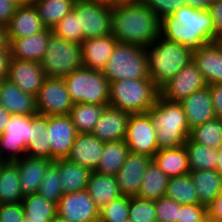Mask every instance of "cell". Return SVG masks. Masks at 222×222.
<instances>
[{
  "instance_id": "1",
  "label": "cell",
  "mask_w": 222,
  "mask_h": 222,
  "mask_svg": "<svg viewBox=\"0 0 222 222\" xmlns=\"http://www.w3.org/2000/svg\"><path fill=\"white\" fill-rule=\"evenodd\" d=\"M111 34L118 42L147 48L161 36V19L141 0L115 4Z\"/></svg>"
},
{
  "instance_id": "2",
  "label": "cell",
  "mask_w": 222,
  "mask_h": 222,
  "mask_svg": "<svg viewBox=\"0 0 222 222\" xmlns=\"http://www.w3.org/2000/svg\"><path fill=\"white\" fill-rule=\"evenodd\" d=\"M161 37L198 49L214 42V23L207 8L184 4L161 20Z\"/></svg>"
},
{
  "instance_id": "3",
  "label": "cell",
  "mask_w": 222,
  "mask_h": 222,
  "mask_svg": "<svg viewBox=\"0 0 222 222\" xmlns=\"http://www.w3.org/2000/svg\"><path fill=\"white\" fill-rule=\"evenodd\" d=\"M147 113L157 130L159 150L184 146L191 130L179 102H172L158 96L156 103Z\"/></svg>"
},
{
  "instance_id": "4",
  "label": "cell",
  "mask_w": 222,
  "mask_h": 222,
  "mask_svg": "<svg viewBox=\"0 0 222 222\" xmlns=\"http://www.w3.org/2000/svg\"><path fill=\"white\" fill-rule=\"evenodd\" d=\"M192 54L191 48L160 36L146 48L150 78L160 88L192 61Z\"/></svg>"
},
{
  "instance_id": "5",
  "label": "cell",
  "mask_w": 222,
  "mask_h": 222,
  "mask_svg": "<svg viewBox=\"0 0 222 222\" xmlns=\"http://www.w3.org/2000/svg\"><path fill=\"white\" fill-rule=\"evenodd\" d=\"M159 96L151 78L123 79L110 83L109 106L130 114L146 113Z\"/></svg>"
},
{
  "instance_id": "6",
  "label": "cell",
  "mask_w": 222,
  "mask_h": 222,
  "mask_svg": "<svg viewBox=\"0 0 222 222\" xmlns=\"http://www.w3.org/2000/svg\"><path fill=\"white\" fill-rule=\"evenodd\" d=\"M102 73L110 83L123 79L150 78L146 48L117 42Z\"/></svg>"
},
{
  "instance_id": "7",
  "label": "cell",
  "mask_w": 222,
  "mask_h": 222,
  "mask_svg": "<svg viewBox=\"0 0 222 222\" xmlns=\"http://www.w3.org/2000/svg\"><path fill=\"white\" fill-rule=\"evenodd\" d=\"M74 104L109 105L110 82L102 71L81 67L64 78Z\"/></svg>"
},
{
  "instance_id": "8",
  "label": "cell",
  "mask_w": 222,
  "mask_h": 222,
  "mask_svg": "<svg viewBox=\"0 0 222 222\" xmlns=\"http://www.w3.org/2000/svg\"><path fill=\"white\" fill-rule=\"evenodd\" d=\"M40 63L46 77L64 79L83 66L81 44L66 41L52 33Z\"/></svg>"
},
{
  "instance_id": "9",
  "label": "cell",
  "mask_w": 222,
  "mask_h": 222,
  "mask_svg": "<svg viewBox=\"0 0 222 222\" xmlns=\"http://www.w3.org/2000/svg\"><path fill=\"white\" fill-rule=\"evenodd\" d=\"M73 10L78 15L83 41L111 34L112 5L103 0H76Z\"/></svg>"
},
{
  "instance_id": "10",
  "label": "cell",
  "mask_w": 222,
  "mask_h": 222,
  "mask_svg": "<svg viewBox=\"0 0 222 222\" xmlns=\"http://www.w3.org/2000/svg\"><path fill=\"white\" fill-rule=\"evenodd\" d=\"M30 129L31 116L11 115L0 136V158L13 162L26 155L27 144L30 142Z\"/></svg>"
},
{
  "instance_id": "11",
  "label": "cell",
  "mask_w": 222,
  "mask_h": 222,
  "mask_svg": "<svg viewBox=\"0 0 222 222\" xmlns=\"http://www.w3.org/2000/svg\"><path fill=\"white\" fill-rule=\"evenodd\" d=\"M124 142L129 152L153 158L159 150L157 130L147 112L130 115Z\"/></svg>"
},
{
  "instance_id": "12",
  "label": "cell",
  "mask_w": 222,
  "mask_h": 222,
  "mask_svg": "<svg viewBox=\"0 0 222 222\" xmlns=\"http://www.w3.org/2000/svg\"><path fill=\"white\" fill-rule=\"evenodd\" d=\"M36 106L40 115H69L74 103L64 79L46 77L36 96Z\"/></svg>"
},
{
  "instance_id": "13",
  "label": "cell",
  "mask_w": 222,
  "mask_h": 222,
  "mask_svg": "<svg viewBox=\"0 0 222 222\" xmlns=\"http://www.w3.org/2000/svg\"><path fill=\"white\" fill-rule=\"evenodd\" d=\"M207 86L203 75L191 61L184 66L172 79L159 88V96L172 102H180L193 92Z\"/></svg>"
},
{
  "instance_id": "14",
  "label": "cell",
  "mask_w": 222,
  "mask_h": 222,
  "mask_svg": "<svg viewBox=\"0 0 222 222\" xmlns=\"http://www.w3.org/2000/svg\"><path fill=\"white\" fill-rule=\"evenodd\" d=\"M57 215L72 222H99L100 209L84 190L63 194L57 204Z\"/></svg>"
},
{
  "instance_id": "15",
  "label": "cell",
  "mask_w": 222,
  "mask_h": 222,
  "mask_svg": "<svg viewBox=\"0 0 222 222\" xmlns=\"http://www.w3.org/2000/svg\"><path fill=\"white\" fill-rule=\"evenodd\" d=\"M50 160L67 158L78 132L69 115L49 116Z\"/></svg>"
},
{
  "instance_id": "16",
  "label": "cell",
  "mask_w": 222,
  "mask_h": 222,
  "mask_svg": "<svg viewBox=\"0 0 222 222\" xmlns=\"http://www.w3.org/2000/svg\"><path fill=\"white\" fill-rule=\"evenodd\" d=\"M152 158L143 154L129 152L124 164L116 174V180L121 195L137 196L143 175Z\"/></svg>"
},
{
  "instance_id": "17",
  "label": "cell",
  "mask_w": 222,
  "mask_h": 222,
  "mask_svg": "<svg viewBox=\"0 0 222 222\" xmlns=\"http://www.w3.org/2000/svg\"><path fill=\"white\" fill-rule=\"evenodd\" d=\"M45 78L40 62L11 58L6 79L24 92L36 97Z\"/></svg>"
},
{
  "instance_id": "18",
  "label": "cell",
  "mask_w": 222,
  "mask_h": 222,
  "mask_svg": "<svg viewBox=\"0 0 222 222\" xmlns=\"http://www.w3.org/2000/svg\"><path fill=\"white\" fill-rule=\"evenodd\" d=\"M130 113L106 106L91 134L104 142L124 140Z\"/></svg>"
},
{
  "instance_id": "19",
  "label": "cell",
  "mask_w": 222,
  "mask_h": 222,
  "mask_svg": "<svg viewBox=\"0 0 222 222\" xmlns=\"http://www.w3.org/2000/svg\"><path fill=\"white\" fill-rule=\"evenodd\" d=\"M53 30L43 31L23 38H8L11 58L25 61L40 62L47 49V43Z\"/></svg>"
},
{
  "instance_id": "20",
  "label": "cell",
  "mask_w": 222,
  "mask_h": 222,
  "mask_svg": "<svg viewBox=\"0 0 222 222\" xmlns=\"http://www.w3.org/2000/svg\"><path fill=\"white\" fill-rule=\"evenodd\" d=\"M179 103L185 112L190 130L216 118L209 86L193 92Z\"/></svg>"
},
{
  "instance_id": "21",
  "label": "cell",
  "mask_w": 222,
  "mask_h": 222,
  "mask_svg": "<svg viewBox=\"0 0 222 222\" xmlns=\"http://www.w3.org/2000/svg\"><path fill=\"white\" fill-rule=\"evenodd\" d=\"M104 143L91 133H78L67 159L92 172L96 171L103 153Z\"/></svg>"
},
{
  "instance_id": "22",
  "label": "cell",
  "mask_w": 222,
  "mask_h": 222,
  "mask_svg": "<svg viewBox=\"0 0 222 222\" xmlns=\"http://www.w3.org/2000/svg\"><path fill=\"white\" fill-rule=\"evenodd\" d=\"M192 61L203 75L207 86L222 83V50L215 42L193 50Z\"/></svg>"
},
{
  "instance_id": "23",
  "label": "cell",
  "mask_w": 222,
  "mask_h": 222,
  "mask_svg": "<svg viewBox=\"0 0 222 222\" xmlns=\"http://www.w3.org/2000/svg\"><path fill=\"white\" fill-rule=\"evenodd\" d=\"M0 104L11 115H36V97L20 89L17 85L3 79L0 87Z\"/></svg>"
},
{
  "instance_id": "24",
  "label": "cell",
  "mask_w": 222,
  "mask_h": 222,
  "mask_svg": "<svg viewBox=\"0 0 222 222\" xmlns=\"http://www.w3.org/2000/svg\"><path fill=\"white\" fill-rule=\"evenodd\" d=\"M117 42L112 34L82 41L81 55L83 67L102 71Z\"/></svg>"
},
{
  "instance_id": "25",
  "label": "cell",
  "mask_w": 222,
  "mask_h": 222,
  "mask_svg": "<svg viewBox=\"0 0 222 222\" xmlns=\"http://www.w3.org/2000/svg\"><path fill=\"white\" fill-rule=\"evenodd\" d=\"M13 162L18 167L21 193L26 196L37 193L45 171L53 161L24 155Z\"/></svg>"
},
{
  "instance_id": "26",
  "label": "cell",
  "mask_w": 222,
  "mask_h": 222,
  "mask_svg": "<svg viewBox=\"0 0 222 222\" xmlns=\"http://www.w3.org/2000/svg\"><path fill=\"white\" fill-rule=\"evenodd\" d=\"M45 28L33 4L18 6L15 14L6 26L8 38H23L37 34Z\"/></svg>"
},
{
  "instance_id": "27",
  "label": "cell",
  "mask_w": 222,
  "mask_h": 222,
  "mask_svg": "<svg viewBox=\"0 0 222 222\" xmlns=\"http://www.w3.org/2000/svg\"><path fill=\"white\" fill-rule=\"evenodd\" d=\"M54 162L58 165L63 194L86 190L91 170L67 158L56 159Z\"/></svg>"
},
{
  "instance_id": "28",
  "label": "cell",
  "mask_w": 222,
  "mask_h": 222,
  "mask_svg": "<svg viewBox=\"0 0 222 222\" xmlns=\"http://www.w3.org/2000/svg\"><path fill=\"white\" fill-rule=\"evenodd\" d=\"M152 160L169 178L190 173L188 155L185 146L158 150Z\"/></svg>"
},
{
  "instance_id": "29",
  "label": "cell",
  "mask_w": 222,
  "mask_h": 222,
  "mask_svg": "<svg viewBox=\"0 0 222 222\" xmlns=\"http://www.w3.org/2000/svg\"><path fill=\"white\" fill-rule=\"evenodd\" d=\"M86 191L99 209L121 196L116 177L96 171L91 173Z\"/></svg>"
},
{
  "instance_id": "30",
  "label": "cell",
  "mask_w": 222,
  "mask_h": 222,
  "mask_svg": "<svg viewBox=\"0 0 222 222\" xmlns=\"http://www.w3.org/2000/svg\"><path fill=\"white\" fill-rule=\"evenodd\" d=\"M49 116L31 115L30 142L27 144L26 155L50 160V144L48 141Z\"/></svg>"
},
{
  "instance_id": "31",
  "label": "cell",
  "mask_w": 222,
  "mask_h": 222,
  "mask_svg": "<svg viewBox=\"0 0 222 222\" xmlns=\"http://www.w3.org/2000/svg\"><path fill=\"white\" fill-rule=\"evenodd\" d=\"M199 204L208 207L222 192V176L216 170L190 171Z\"/></svg>"
},
{
  "instance_id": "32",
  "label": "cell",
  "mask_w": 222,
  "mask_h": 222,
  "mask_svg": "<svg viewBox=\"0 0 222 222\" xmlns=\"http://www.w3.org/2000/svg\"><path fill=\"white\" fill-rule=\"evenodd\" d=\"M169 177L166 176L152 160L142 178L140 190L136 197L155 201L164 197Z\"/></svg>"
},
{
  "instance_id": "33",
  "label": "cell",
  "mask_w": 222,
  "mask_h": 222,
  "mask_svg": "<svg viewBox=\"0 0 222 222\" xmlns=\"http://www.w3.org/2000/svg\"><path fill=\"white\" fill-rule=\"evenodd\" d=\"M129 153L124 140L105 142L96 172L116 176Z\"/></svg>"
},
{
  "instance_id": "34",
  "label": "cell",
  "mask_w": 222,
  "mask_h": 222,
  "mask_svg": "<svg viewBox=\"0 0 222 222\" xmlns=\"http://www.w3.org/2000/svg\"><path fill=\"white\" fill-rule=\"evenodd\" d=\"M23 197L18 167L6 161L0 170V204L20 203Z\"/></svg>"
},
{
  "instance_id": "35",
  "label": "cell",
  "mask_w": 222,
  "mask_h": 222,
  "mask_svg": "<svg viewBox=\"0 0 222 222\" xmlns=\"http://www.w3.org/2000/svg\"><path fill=\"white\" fill-rule=\"evenodd\" d=\"M76 0H34L39 17L46 28L52 29L72 9Z\"/></svg>"
},
{
  "instance_id": "36",
  "label": "cell",
  "mask_w": 222,
  "mask_h": 222,
  "mask_svg": "<svg viewBox=\"0 0 222 222\" xmlns=\"http://www.w3.org/2000/svg\"><path fill=\"white\" fill-rule=\"evenodd\" d=\"M190 171L216 170L217 149L194 143L190 138L184 144Z\"/></svg>"
},
{
  "instance_id": "37",
  "label": "cell",
  "mask_w": 222,
  "mask_h": 222,
  "mask_svg": "<svg viewBox=\"0 0 222 222\" xmlns=\"http://www.w3.org/2000/svg\"><path fill=\"white\" fill-rule=\"evenodd\" d=\"M109 105L76 103L71 108L69 116L78 133H91L98 122L103 109Z\"/></svg>"
},
{
  "instance_id": "38",
  "label": "cell",
  "mask_w": 222,
  "mask_h": 222,
  "mask_svg": "<svg viewBox=\"0 0 222 222\" xmlns=\"http://www.w3.org/2000/svg\"><path fill=\"white\" fill-rule=\"evenodd\" d=\"M165 196L181 205L199 204V197L189 174L170 177Z\"/></svg>"
},
{
  "instance_id": "39",
  "label": "cell",
  "mask_w": 222,
  "mask_h": 222,
  "mask_svg": "<svg viewBox=\"0 0 222 222\" xmlns=\"http://www.w3.org/2000/svg\"><path fill=\"white\" fill-rule=\"evenodd\" d=\"M21 203L25 217L30 220H53L57 216V204L37 193L24 196Z\"/></svg>"
},
{
  "instance_id": "40",
  "label": "cell",
  "mask_w": 222,
  "mask_h": 222,
  "mask_svg": "<svg viewBox=\"0 0 222 222\" xmlns=\"http://www.w3.org/2000/svg\"><path fill=\"white\" fill-rule=\"evenodd\" d=\"M189 138L199 145L218 149L222 146V119L214 118L194 127Z\"/></svg>"
},
{
  "instance_id": "41",
  "label": "cell",
  "mask_w": 222,
  "mask_h": 222,
  "mask_svg": "<svg viewBox=\"0 0 222 222\" xmlns=\"http://www.w3.org/2000/svg\"><path fill=\"white\" fill-rule=\"evenodd\" d=\"M59 178L58 165L53 161L45 171L37 194L43 196L47 201L58 204L63 195V188Z\"/></svg>"
},
{
  "instance_id": "42",
  "label": "cell",
  "mask_w": 222,
  "mask_h": 222,
  "mask_svg": "<svg viewBox=\"0 0 222 222\" xmlns=\"http://www.w3.org/2000/svg\"><path fill=\"white\" fill-rule=\"evenodd\" d=\"M52 30L56 36L66 41L78 44L83 41L82 30H79L78 15L73 9Z\"/></svg>"
},
{
  "instance_id": "43",
  "label": "cell",
  "mask_w": 222,
  "mask_h": 222,
  "mask_svg": "<svg viewBox=\"0 0 222 222\" xmlns=\"http://www.w3.org/2000/svg\"><path fill=\"white\" fill-rule=\"evenodd\" d=\"M129 196L121 195L100 209L99 222H122L129 218Z\"/></svg>"
},
{
  "instance_id": "44",
  "label": "cell",
  "mask_w": 222,
  "mask_h": 222,
  "mask_svg": "<svg viewBox=\"0 0 222 222\" xmlns=\"http://www.w3.org/2000/svg\"><path fill=\"white\" fill-rule=\"evenodd\" d=\"M129 218L134 222H155L157 215L154 201L129 197Z\"/></svg>"
},
{
  "instance_id": "45",
  "label": "cell",
  "mask_w": 222,
  "mask_h": 222,
  "mask_svg": "<svg viewBox=\"0 0 222 222\" xmlns=\"http://www.w3.org/2000/svg\"><path fill=\"white\" fill-rule=\"evenodd\" d=\"M157 221L176 222L178 220V208L181 204L166 196L154 201Z\"/></svg>"
},
{
  "instance_id": "46",
  "label": "cell",
  "mask_w": 222,
  "mask_h": 222,
  "mask_svg": "<svg viewBox=\"0 0 222 222\" xmlns=\"http://www.w3.org/2000/svg\"><path fill=\"white\" fill-rule=\"evenodd\" d=\"M161 20L176 12L184 5L183 0H141Z\"/></svg>"
},
{
  "instance_id": "47",
  "label": "cell",
  "mask_w": 222,
  "mask_h": 222,
  "mask_svg": "<svg viewBox=\"0 0 222 222\" xmlns=\"http://www.w3.org/2000/svg\"><path fill=\"white\" fill-rule=\"evenodd\" d=\"M207 218V207L201 204H184L178 208L176 222H202Z\"/></svg>"
},
{
  "instance_id": "48",
  "label": "cell",
  "mask_w": 222,
  "mask_h": 222,
  "mask_svg": "<svg viewBox=\"0 0 222 222\" xmlns=\"http://www.w3.org/2000/svg\"><path fill=\"white\" fill-rule=\"evenodd\" d=\"M22 203L0 204V222H24Z\"/></svg>"
},
{
  "instance_id": "49",
  "label": "cell",
  "mask_w": 222,
  "mask_h": 222,
  "mask_svg": "<svg viewBox=\"0 0 222 222\" xmlns=\"http://www.w3.org/2000/svg\"><path fill=\"white\" fill-rule=\"evenodd\" d=\"M207 9L214 23V42L222 37V0H213Z\"/></svg>"
},
{
  "instance_id": "50",
  "label": "cell",
  "mask_w": 222,
  "mask_h": 222,
  "mask_svg": "<svg viewBox=\"0 0 222 222\" xmlns=\"http://www.w3.org/2000/svg\"><path fill=\"white\" fill-rule=\"evenodd\" d=\"M18 6L13 0H0V25L6 27Z\"/></svg>"
},
{
  "instance_id": "51",
  "label": "cell",
  "mask_w": 222,
  "mask_h": 222,
  "mask_svg": "<svg viewBox=\"0 0 222 222\" xmlns=\"http://www.w3.org/2000/svg\"><path fill=\"white\" fill-rule=\"evenodd\" d=\"M216 118L222 119V83L209 86Z\"/></svg>"
},
{
  "instance_id": "52",
  "label": "cell",
  "mask_w": 222,
  "mask_h": 222,
  "mask_svg": "<svg viewBox=\"0 0 222 222\" xmlns=\"http://www.w3.org/2000/svg\"><path fill=\"white\" fill-rule=\"evenodd\" d=\"M207 217L214 222H222V192L207 207Z\"/></svg>"
},
{
  "instance_id": "53",
  "label": "cell",
  "mask_w": 222,
  "mask_h": 222,
  "mask_svg": "<svg viewBox=\"0 0 222 222\" xmlns=\"http://www.w3.org/2000/svg\"><path fill=\"white\" fill-rule=\"evenodd\" d=\"M10 60V51H0V79L7 78Z\"/></svg>"
},
{
  "instance_id": "54",
  "label": "cell",
  "mask_w": 222,
  "mask_h": 222,
  "mask_svg": "<svg viewBox=\"0 0 222 222\" xmlns=\"http://www.w3.org/2000/svg\"><path fill=\"white\" fill-rule=\"evenodd\" d=\"M7 29L0 25V51H10Z\"/></svg>"
},
{
  "instance_id": "55",
  "label": "cell",
  "mask_w": 222,
  "mask_h": 222,
  "mask_svg": "<svg viewBox=\"0 0 222 222\" xmlns=\"http://www.w3.org/2000/svg\"><path fill=\"white\" fill-rule=\"evenodd\" d=\"M11 114L0 104V136L3 134Z\"/></svg>"
},
{
  "instance_id": "56",
  "label": "cell",
  "mask_w": 222,
  "mask_h": 222,
  "mask_svg": "<svg viewBox=\"0 0 222 222\" xmlns=\"http://www.w3.org/2000/svg\"><path fill=\"white\" fill-rule=\"evenodd\" d=\"M213 0H183L184 4L198 8H207Z\"/></svg>"
},
{
  "instance_id": "57",
  "label": "cell",
  "mask_w": 222,
  "mask_h": 222,
  "mask_svg": "<svg viewBox=\"0 0 222 222\" xmlns=\"http://www.w3.org/2000/svg\"><path fill=\"white\" fill-rule=\"evenodd\" d=\"M218 158H217V167L216 171L222 176V146L217 149Z\"/></svg>"
},
{
  "instance_id": "58",
  "label": "cell",
  "mask_w": 222,
  "mask_h": 222,
  "mask_svg": "<svg viewBox=\"0 0 222 222\" xmlns=\"http://www.w3.org/2000/svg\"><path fill=\"white\" fill-rule=\"evenodd\" d=\"M103 1H105L107 4L115 5V4H120V3L135 2V1H138V0H103Z\"/></svg>"
},
{
  "instance_id": "59",
  "label": "cell",
  "mask_w": 222,
  "mask_h": 222,
  "mask_svg": "<svg viewBox=\"0 0 222 222\" xmlns=\"http://www.w3.org/2000/svg\"><path fill=\"white\" fill-rule=\"evenodd\" d=\"M13 2L17 6H28V5H32L34 0H13Z\"/></svg>"
},
{
  "instance_id": "60",
  "label": "cell",
  "mask_w": 222,
  "mask_h": 222,
  "mask_svg": "<svg viewBox=\"0 0 222 222\" xmlns=\"http://www.w3.org/2000/svg\"><path fill=\"white\" fill-rule=\"evenodd\" d=\"M51 222H72V221L57 215Z\"/></svg>"
},
{
  "instance_id": "61",
  "label": "cell",
  "mask_w": 222,
  "mask_h": 222,
  "mask_svg": "<svg viewBox=\"0 0 222 222\" xmlns=\"http://www.w3.org/2000/svg\"><path fill=\"white\" fill-rule=\"evenodd\" d=\"M52 220H30L24 217V222H51Z\"/></svg>"
},
{
  "instance_id": "62",
  "label": "cell",
  "mask_w": 222,
  "mask_h": 222,
  "mask_svg": "<svg viewBox=\"0 0 222 222\" xmlns=\"http://www.w3.org/2000/svg\"><path fill=\"white\" fill-rule=\"evenodd\" d=\"M215 43L219 46V48L222 50V37L218 38Z\"/></svg>"
},
{
  "instance_id": "63",
  "label": "cell",
  "mask_w": 222,
  "mask_h": 222,
  "mask_svg": "<svg viewBox=\"0 0 222 222\" xmlns=\"http://www.w3.org/2000/svg\"><path fill=\"white\" fill-rule=\"evenodd\" d=\"M5 162H6L5 160H3V159L0 158V170H1L2 165H3Z\"/></svg>"
},
{
  "instance_id": "64",
  "label": "cell",
  "mask_w": 222,
  "mask_h": 222,
  "mask_svg": "<svg viewBox=\"0 0 222 222\" xmlns=\"http://www.w3.org/2000/svg\"><path fill=\"white\" fill-rule=\"evenodd\" d=\"M202 222H214L213 220L209 219L208 217L205 218Z\"/></svg>"
},
{
  "instance_id": "65",
  "label": "cell",
  "mask_w": 222,
  "mask_h": 222,
  "mask_svg": "<svg viewBox=\"0 0 222 222\" xmlns=\"http://www.w3.org/2000/svg\"><path fill=\"white\" fill-rule=\"evenodd\" d=\"M122 222H134V221H132L130 218H128L126 220H123Z\"/></svg>"
}]
</instances>
